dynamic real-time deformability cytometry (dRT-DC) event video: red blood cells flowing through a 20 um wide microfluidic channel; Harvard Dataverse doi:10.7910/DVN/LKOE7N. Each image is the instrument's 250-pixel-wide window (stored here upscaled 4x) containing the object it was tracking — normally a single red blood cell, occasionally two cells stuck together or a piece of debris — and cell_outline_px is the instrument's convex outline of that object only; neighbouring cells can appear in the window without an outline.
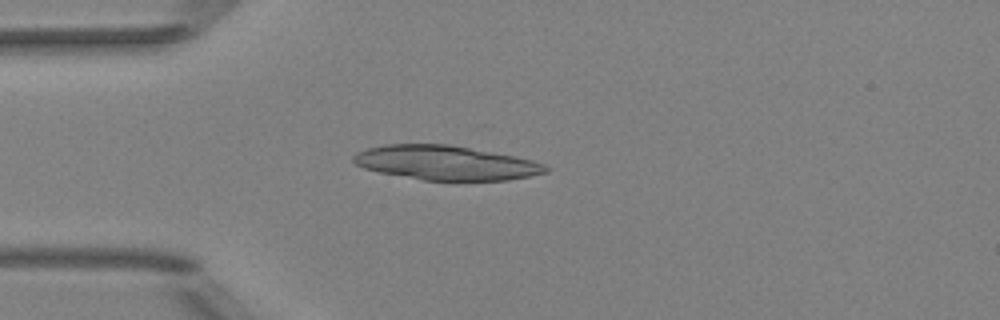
{"species": "Egyptian fruit bat (a non-hibernating species)", "species_latin": "Rousettus aegyptiacus", "temperature_condition": "room temperature", "stored_images_in_passage": 39, "camera_frame_rate_fps": 3000, "um_per_image_px": 0.085, "animal": {"sex": "female"}, "frame": {"image": 1, "passage_image": 2, "time_ms": 0.333, "image_size_px": [1000, 320], "cell_outline_px": [[548, 172], [508, 180], [424, 180], [380, 172], [364, 168], [356, 164], [352, 160], [352, 156], [356, 152], [368, 148], [384, 144], [448, 144], [512, 156], [532, 160], [544, 164], [548, 168]], "centroid_in_image_um": [37.85, 13.83], "position_along_channel_um": 47.2, "area_um2": 38.03}}